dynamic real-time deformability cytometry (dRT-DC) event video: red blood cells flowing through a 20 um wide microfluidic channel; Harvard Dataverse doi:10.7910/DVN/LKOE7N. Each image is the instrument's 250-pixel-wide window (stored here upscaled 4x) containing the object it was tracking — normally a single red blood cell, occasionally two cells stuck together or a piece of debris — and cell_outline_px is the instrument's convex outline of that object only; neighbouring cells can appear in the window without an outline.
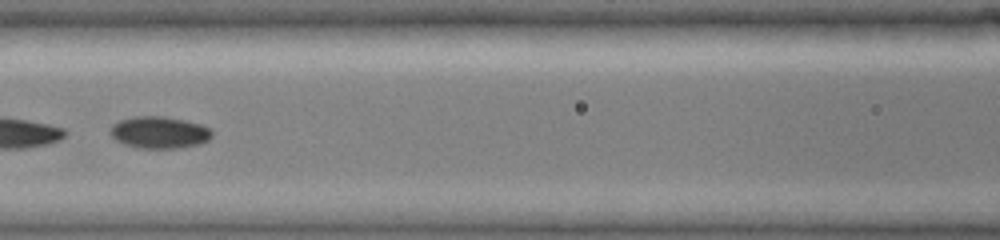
{"species": "common noctule bat (a hibernating species)", "species_latin": "Nyctalus noctula", "temperature_condition": "cold", "stored_images_in_passage": 20, "camera_frame_rate_fps": 3000, "um_per_image_px": 0.085, "animal": {"sex": "female", "body_mass_g": 19.0, "forearm_length_mm": 51.5}, "frame": {"image": 1, "passage_image": 11, "time_ms": 3.333, "image_size_px": [1000, 240], "cell_outline_px": [[212, 136], [208, 140], [200, 144], [180, 148], [136, 148], [124, 144], [116, 140], [108, 132], [112, 124], [120, 120], [132, 116], [164, 116], [184, 120], [200, 124], [212, 128]], "centroid_in_image_um": [13.53, 11.25], "position_along_channel_um": 153.1, "area_um2": 19.19}}
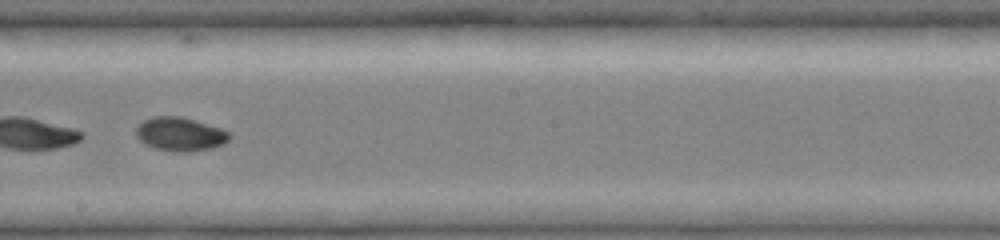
{"frame": {"image": 2, "passage_image": 16, "time_ms": 5.0, "image_size_px": [1000, 240], "cell_outline_px": [[232, 136], [224, 144], [212, 148], [188, 152], [172, 152], [156, 148], [140, 140], [136, 136], [136, 128], [144, 120], [152, 116], [180, 116], [196, 120], [224, 128]], "centroid_in_image_um": [15.36, 11.39], "position_along_channel_um": 232.8, "area_um2": 18.5}}
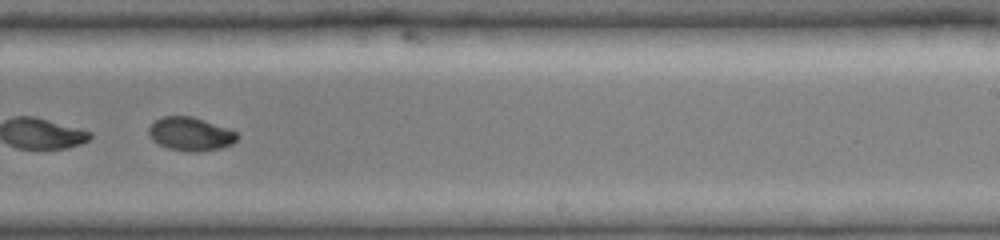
{"frame": {"image": 3, "passage_image": 18, "time_ms": 5.667, "image_size_px": [1000, 240], "cell_outline_px": [[240, 136], [232, 144], [220, 148], [200, 152], [192, 152], [168, 148], [152, 140], [148, 132], [148, 128], [160, 116], [192, 116], [228, 128], [236, 132]], "centroid_in_image_um": [16.2, 11.38], "position_along_channel_um": 272.8, "area_um2": 17.28}}